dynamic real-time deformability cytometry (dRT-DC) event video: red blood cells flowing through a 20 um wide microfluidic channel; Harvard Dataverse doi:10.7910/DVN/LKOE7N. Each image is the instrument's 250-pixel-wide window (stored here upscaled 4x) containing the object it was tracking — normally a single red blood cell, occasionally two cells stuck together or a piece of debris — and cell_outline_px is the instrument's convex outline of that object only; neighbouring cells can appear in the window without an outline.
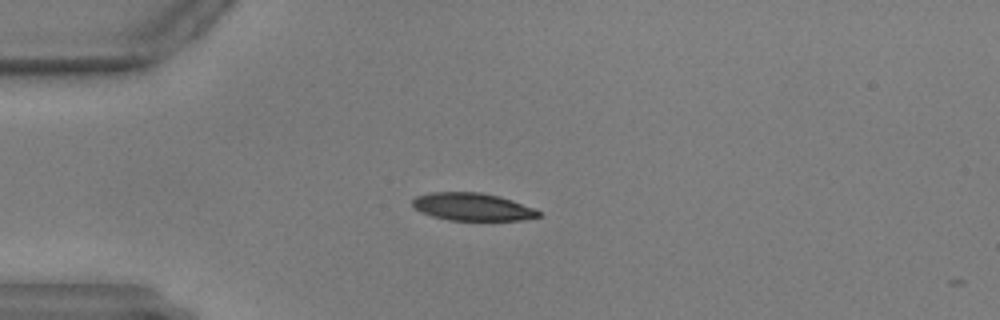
{"species": "common noctule bat (a hibernating species)", "species_latin": "Nyctalus noctula", "temperature_condition": "warm", "stored_images_in_passage": 44, "camera_frame_rate_fps": 3000, "um_per_image_px": 0.085, "animal": {"sex": "male", "body_mass_g": 17.9, "forearm_length_mm": 54.2}, "frame": {"image": 1, "passage_image": 1, "time_ms": 0.0, "image_size_px": [1000, 320], "cell_outline_px": [[540, 216], [520, 220], [448, 220], [432, 216], [420, 212], [412, 204], [412, 200], [416, 196], [432, 192], [480, 192], [500, 196], [512, 200], [532, 208], [540, 212]], "centroid_in_image_um": [40.12, 17.57], "position_along_channel_um": 44.9, "area_um2": 20.17}}
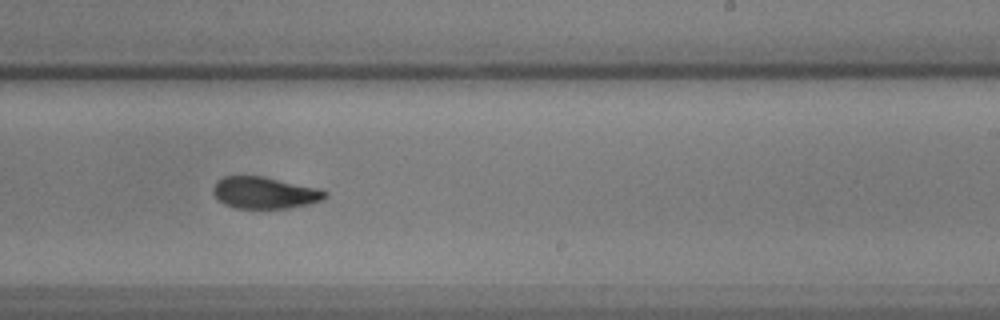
{"frame": {"image": 2, "passage_image": 22, "time_ms": 7.0, "image_size_px": [1000, 320], "cell_outline_px": [[328, 196], [324, 200], [308, 204], [288, 208], [236, 208], [224, 204], [212, 192], [212, 188], [216, 180], [224, 176], [264, 176], [320, 188], [328, 192]], "centroid_in_image_um": [22.52, 16.37], "position_along_channel_um": 266.5, "area_um2": 20.92}}
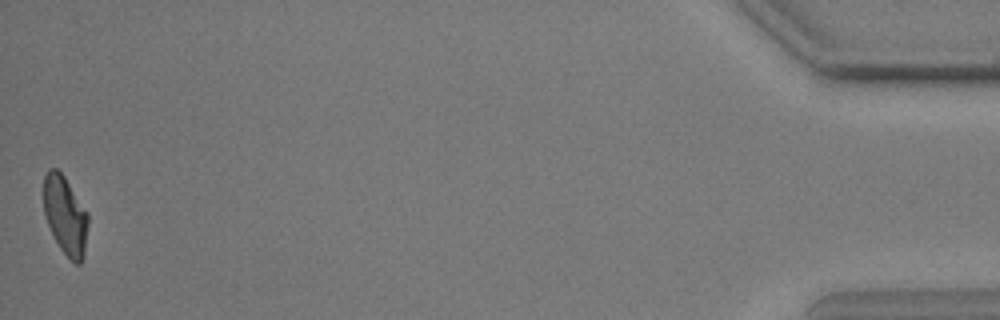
{"frame": {"image": 3, "passage_image": 44, "time_ms": 14.333, "image_size_px": [1000, 320], "cell_outline_px": [[88, 224], [84, 256], [80, 264], [76, 264], [60, 248], [48, 224], [44, 212], [44, 176], [48, 168], [56, 168], [64, 176], [88, 212]], "centroid_in_image_um": [5.56, 18.28], "position_along_channel_um": 429.6, "area_um2": 20.17}}